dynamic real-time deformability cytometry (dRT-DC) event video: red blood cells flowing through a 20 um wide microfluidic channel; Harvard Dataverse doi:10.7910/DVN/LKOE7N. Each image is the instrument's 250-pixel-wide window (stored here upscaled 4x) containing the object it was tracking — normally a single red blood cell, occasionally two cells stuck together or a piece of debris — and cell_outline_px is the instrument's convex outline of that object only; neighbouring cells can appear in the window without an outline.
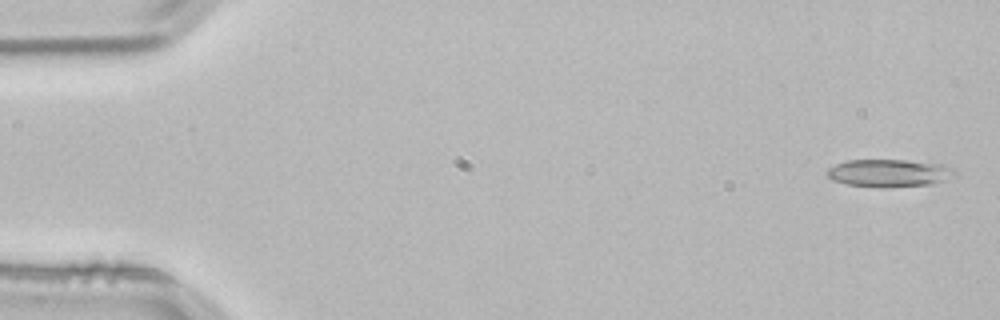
{"species": "common noctule bat (a hibernating species)", "species_latin": "Nyctalus noctula", "temperature_condition": "room temperature", "stored_images_in_passage": 3, "camera_frame_rate_fps": 3000, "um_per_image_px": 0.085, "animal": {"sex": "male", "body_mass_g": 21.5, "forearm_length_mm": 52.0}, "frame": {"image": 1, "passage_image": 1, "time_ms": 0.0, "image_size_px": [1000, 320], "cell_outline_px": [[956, 176], [932, 184], [884, 188], [880, 188], [844, 184], [832, 180], [828, 176], [828, 168], [836, 164], [848, 160], [904, 160], [944, 164], [952, 168], [956, 172]], "centroid_in_image_um": [75.59, 14.72], "position_along_channel_um": 9.4, "area_um2": 20.75}}
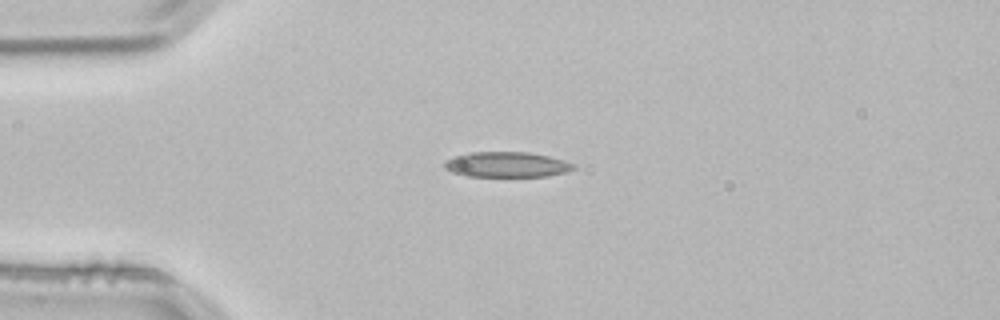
{"frame": {"image": 2, "passage_image": 3, "time_ms": 0.667, "image_size_px": [1000, 320], "cell_outline_px": [[576, 168], [568, 172], [548, 176], [464, 176], [452, 172], [444, 168], [444, 160], [456, 156], [472, 152], [528, 152], [548, 156], [564, 160], [576, 164]], "centroid_in_image_um": [43.1, 13.99], "position_along_channel_um": 41.9, "area_um2": 19.13}}